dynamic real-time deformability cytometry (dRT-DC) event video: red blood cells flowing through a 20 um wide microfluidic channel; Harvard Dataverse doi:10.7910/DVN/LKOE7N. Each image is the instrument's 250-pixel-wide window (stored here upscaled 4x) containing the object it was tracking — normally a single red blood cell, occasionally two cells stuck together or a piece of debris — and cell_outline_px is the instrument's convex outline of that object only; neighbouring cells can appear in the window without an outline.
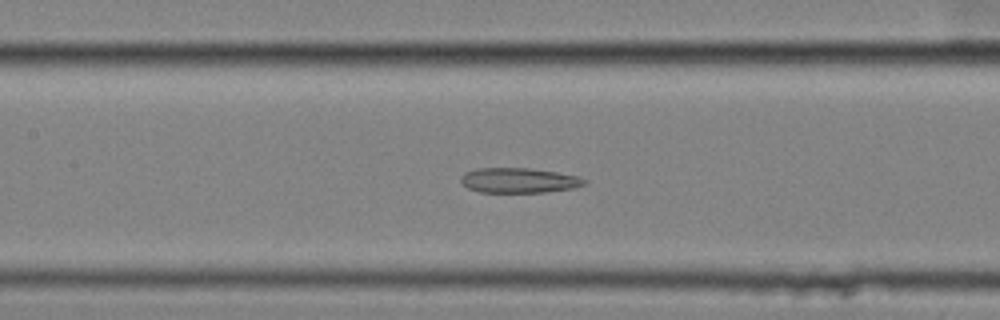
{"species": "common noctule bat (a hibernating species)", "species_latin": "Nyctalus noctula", "temperature_condition": "cold", "stored_images_in_passage": 55, "camera_frame_rate_fps": 3000, "um_per_image_px": 0.085, "animal": {"sex": "female", "body_mass_g": 25.1}, "frame": {"image": 1, "passage_image": 24, "time_ms": 7.667, "image_size_px": [1000, 320], "cell_outline_px": [[588, 180], [584, 184], [576, 188], [544, 192], [480, 192], [468, 188], [460, 180], [460, 176], [464, 172], [476, 168], [528, 168], [556, 172], [580, 176]], "centroid_in_image_um": [44.12, 15.33], "position_along_channel_um": 163.3, "area_um2": 18.09}}
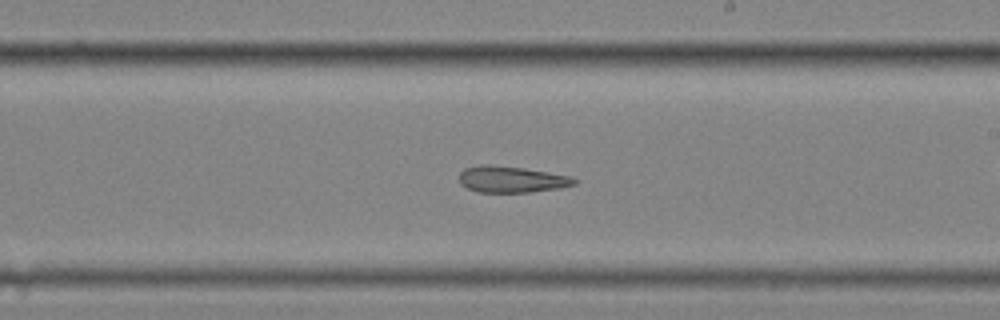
{"frame": {"image": 2, "passage_image": 31, "time_ms": 10.0, "image_size_px": [1000, 320], "cell_outline_px": [[576, 184], [560, 188], [528, 192], [480, 192], [468, 188], [460, 184], [460, 172], [464, 168], [484, 164], [524, 168], [572, 176], [576, 180]], "centroid_in_image_um": [43.49, 15.24], "position_along_channel_um": 245.5, "area_um2": 17.57}}
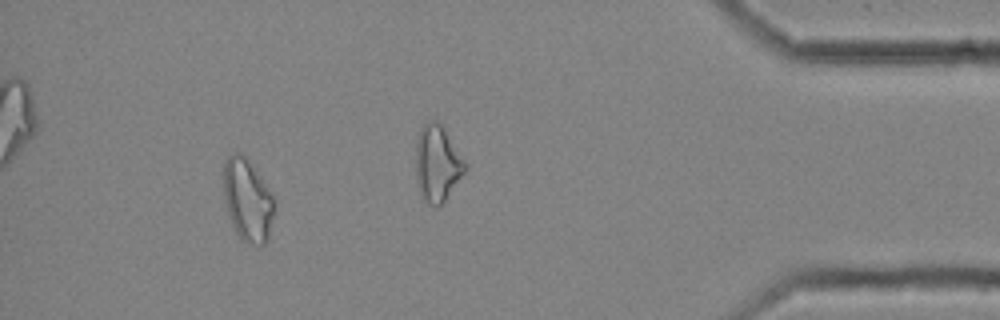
{"frame": {"image": 3, "passage_image": 50, "time_ms": 16.333, "image_size_px": [1000, 320], "cell_outline_px": [[276, 208], [268, 240], [264, 244], [260, 244], [240, 240], [232, 224], [224, 200], [224, 160], [232, 152], [236, 152], [244, 156], [276, 200]], "centroid_in_image_um": [21.05, 17.04], "position_along_channel_um": 414.1, "area_um2": 24.16}, "authors_computed_cell_mechanics": {"area_um2": 21.386, "velocity_mm_per_s": 3.5357, "shape_relaxation_time_tau1_ms": null, "shape_relaxation_time_tau2_ms": 9.0551, "deformation_change_tau1": null, "deformation_change_tau2": 0.2008}}